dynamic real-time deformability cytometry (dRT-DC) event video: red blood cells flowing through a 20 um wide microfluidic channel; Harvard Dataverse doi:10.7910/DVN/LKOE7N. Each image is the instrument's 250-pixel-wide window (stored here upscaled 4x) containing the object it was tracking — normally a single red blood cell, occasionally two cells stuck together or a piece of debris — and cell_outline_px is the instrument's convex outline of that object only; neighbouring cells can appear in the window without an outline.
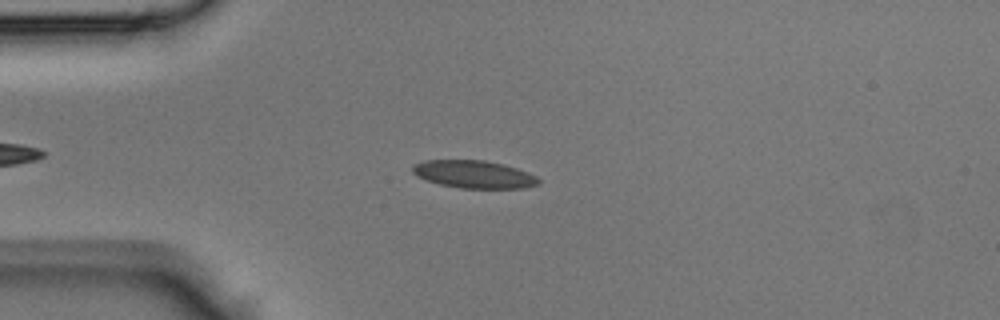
{"species": "Egyptian fruit bat (a non-hibernating species)", "species_latin": "Rousettus aegyptiacus", "temperature_condition": "room temperature", "stored_images_in_passage": 33, "camera_frame_rate_fps": 3000, "um_per_image_px": 0.085, "animal": {"sex": "male"}, "frame": {"image": 1, "passage_image": 5, "time_ms": 1.333, "image_size_px": [1000, 320], "cell_outline_px": [[540, 184], [524, 188], [460, 188], [440, 184], [416, 176], [412, 172], [412, 164], [424, 160], [484, 160], [504, 164], [528, 172], [536, 176], [540, 180]], "centroid_in_image_um": [40.28, 14.81], "position_along_channel_um": 44.7, "area_um2": 20.4}}
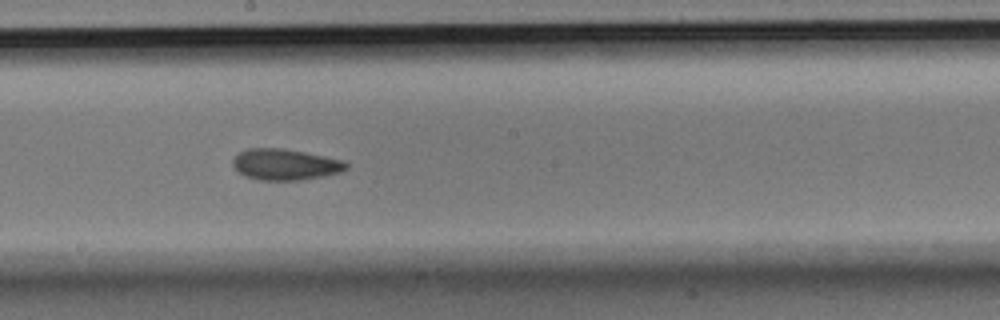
{"frame": {"image": 2, "passage_image": 18, "time_ms": 5.667, "image_size_px": [1000, 320], "cell_outline_px": [[348, 168], [340, 172], [324, 176], [300, 180], [260, 180], [244, 176], [232, 164], [232, 160], [240, 152], [248, 148], [280, 148], [304, 152], [344, 160], [348, 164]], "centroid_in_image_um": [24.26, 13.98], "position_along_channel_um": 223.9, "area_um2": 20.46}}
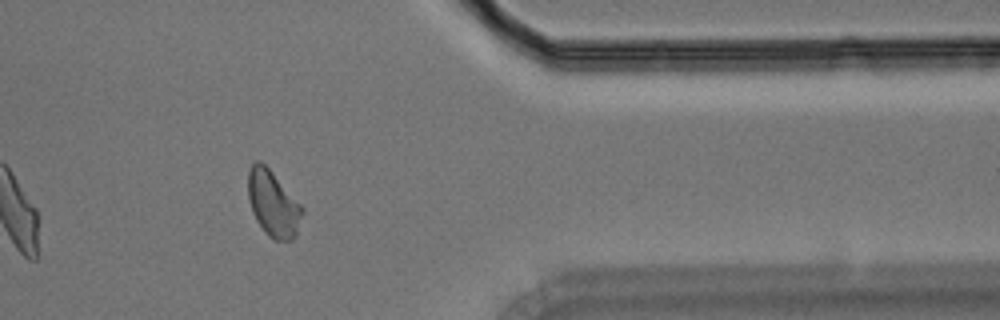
{"frame": {"image": 3, "passage_image": 30, "time_ms": 9.667, "image_size_px": [1000, 320], "cell_outline_px": [[304, 212], [296, 236], [292, 240], [276, 240], [268, 236], [264, 232], [256, 220], [252, 212], [248, 196], [248, 168], [256, 160], [260, 160], [272, 172], [304, 208]], "centroid_in_image_um": [23.21, 17.32], "position_along_channel_um": 388.2, "area_um2": 20.87}}